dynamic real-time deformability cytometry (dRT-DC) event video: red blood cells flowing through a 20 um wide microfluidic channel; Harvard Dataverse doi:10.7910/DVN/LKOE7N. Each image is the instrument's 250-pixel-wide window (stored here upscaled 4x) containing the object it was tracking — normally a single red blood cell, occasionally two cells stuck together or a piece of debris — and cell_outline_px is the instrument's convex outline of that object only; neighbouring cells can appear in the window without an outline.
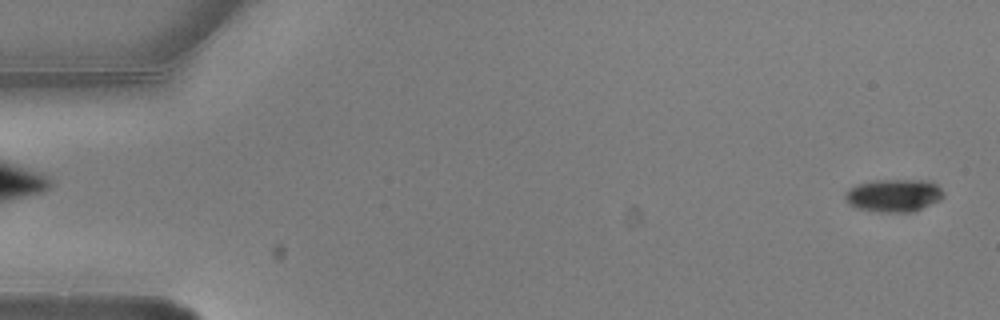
{"species": "common noctule bat (a hibernating species)", "species_latin": "Nyctalus noctula", "temperature_condition": "warm", "stored_images_in_passage": 2, "camera_frame_rate_fps": 3000, "um_per_image_px": 0.085, "animal": {"sex": "male", "body_mass_g": 20.5, "forearm_length_mm": 52.5}, "frame": {"image": 1, "passage_image": 2, "time_ms": 0.333, "image_size_px": [1000, 320], "cell_outline_px": [[944, 196], [940, 200], [912, 212], [880, 212], [856, 208], [848, 204], [844, 200], [844, 192], [848, 188], [856, 184], [876, 180], [928, 180], [936, 184], [944, 192]], "centroid_in_image_um": [75.93, 16.61], "position_along_channel_um": 9.1, "area_um2": 19.02}}